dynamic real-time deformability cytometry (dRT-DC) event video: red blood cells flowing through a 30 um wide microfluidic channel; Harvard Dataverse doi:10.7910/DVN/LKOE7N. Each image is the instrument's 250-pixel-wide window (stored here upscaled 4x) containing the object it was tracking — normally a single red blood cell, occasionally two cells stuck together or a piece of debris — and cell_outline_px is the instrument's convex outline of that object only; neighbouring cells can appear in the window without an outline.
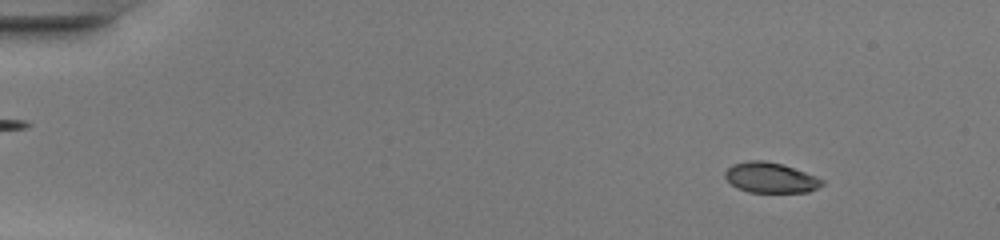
{"species": "common noctule bat (a hibernating species)", "species_latin": "Nyctalus noctula", "temperature_condition": "warm", "stored_images_in_passage": 49, "camera_frame_rate_fps": 3000, "um_per_image_px": 0.085, "animal": {"sex": "female", "body_mass_g": 20.0, "forearm_length_mm": 54.0}, "frame": {"image": 1, "passage_image": 6, "time_ms": 1.667, "image_size_px": [1000, 240], "cell_outline_px": [[824, 184], [808, 192], [748, 192], [736, 188], [724, 176], [724, 172], [732, 164], [748, 160], [764, 160], [780, 164], [816, 176], [824, 180]], "centroid_in_image_um": [65.46, 15.1], "position_along_channel_um": 19.5, "area_um2": 17.05}}
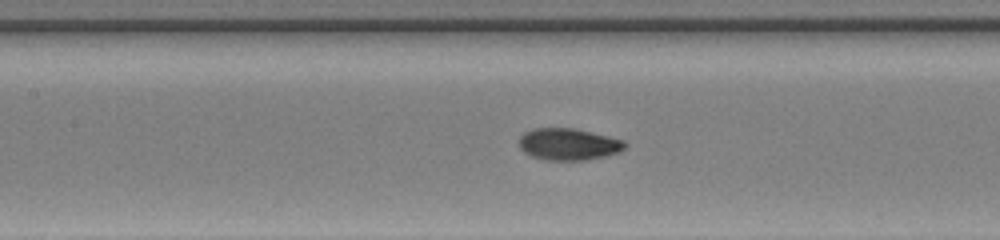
{"frame": {"image": 2, "passage_image": 24, "time_ms": 7.667, "image_size_px": [1000, 240], "cell_outline_px": [[628, 144], [620, 152], [588, 160], [544, 160], [532, 156], [524, 152], [520, 148], [520, 136], [524, 132], [532, 128], [572, 128], [608, 136], [624, 140]], "centroid_in_image_um": [48.32, 12.26], "position_along_channel_um": 159.1, "area_um2": 19.65}}
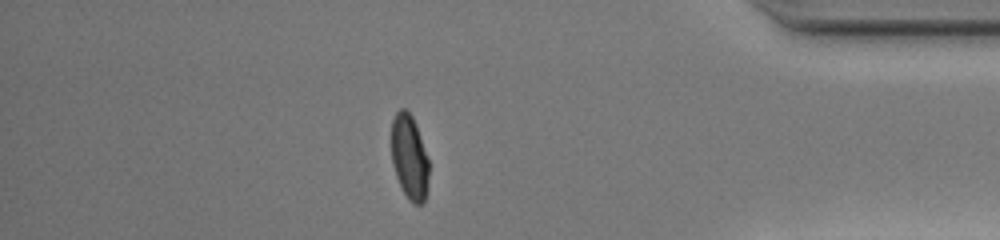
{"frame": {"image": 3, "passage_image": 43, "time_ms": 14.0, "image_size_px": [1000, 240], "cell_outline_px": [[428, 184], [424, 200], [420, 204], [412, 204], [408, 200], [396, 176], [392, 164], [392, 120], [396, 112], [400, 108], [404, 108], [412, 116], [416, 124], [428, 160]], "centroid_in_image_um": [34.79, 13.36], "position_along_channel_um": 400.4, "area_um2": 18.32}, "authors_computed_cell_mechanics": {"area_um2": 18.9584, "velocity_mm_per_s": 4.2963, "shape_relaxation_time_tau1_ms": 3.7695, "shape_relaxation_time_tau2_ms": null, "deformation_change_tau1": 0.2153, "deformation_change_tau2": null}}